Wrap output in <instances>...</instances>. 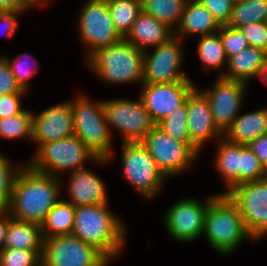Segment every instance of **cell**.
Returning a JSON list of instances; mask_svg holds the SVG:
<instances>
[{
	"instance_id": "9a60e30c",
	"label": "cell",
	"mask_w": 267,
	"mask_h": 266,
	"mask_svg": "<svg viewBox=\"0 0 267 266\" xmlns=\"http://www.w3.org/2000/svg\"><path fill=\"white\" fill-rule=\"evenodd\" d=\"M195 87L196 84L192 79L169 84L142 83L139 97L157 125L177 107L184 104Z\"/></svg>"
},
{
	"instance_id": "d6a6232c",
	"label": "cell",
	"mask_w": 267,
	"mask_h": 266,
	"mask_svg": "<svg viewBox=\"0 0 267 266\" xmlns=\"http://www.w3.org/2000/svg\"><path fill=\"white\" fill-rule=\"evenodd\" d=\"M42 251L4 248L0 251V266H40Z\"/></svg>"
},
{
	"instance_id": "8992f818",
	"label": "cell",
	"mask_w": 267,
	"mask_h": 266,
	"mask_svg": "<svg viewBox=\"0 0 267 266\" xmlns=\"http://www.w3.org/2000/svg\"><path fill=\"white\" fill-rule=\"evenodd\" d=\"M73 111L74 135L97 157H112V134L105 118L103 100L91 101L84 95L70 100Z\"/></svg>"
},
{
	"instance_id": "e575fe53",
	"label": "cell",
	"mask_w": 267,
	"mask_h": 266,
	"mask_svg": "<svg viewBox=\"0 0 267 266\" xmlns=\"http://www.w3.org/2000/svg\"><path fill=\"white\" fill-rule=\"evenodd\" d=\"M21 166L20 164L14 167L13 163L0 152V209H8L13 182Z\"/></svg>"
},
{
	"instance_id": "d590c367",
	"label": "cell",
	"mask_w": 267,
	"mask_h": 266,
	"mask_svg": "<svg viewBox=\"0 0 267 266\" xmlns=\"http://www.w3.org/2000/svg\"><path fill=\"white\" fill-rule=\"evenodd\" d=\"M264 167L247 145H241L240 185L260 180Z\"/></svg>"
},
{
	"instance_id": "52a82bcc",
	"label": "cell",
	"mask_w": 267,
	"mask_h": 266,
	"mask_svg": "<svg viewBox=\"0 0 267 266\" xmlns=\"http://www.w3.org/2000/svg\"><path fill=\"white\" fill-rule=\"evenodd\" d=\"M121 148L123 177L144 200L153 199L167 177L141 142H123Z\"/></svg>"
},
{
	"instance_id": "9c48e42d",
	"label": "cell",
	"mask_w": 267,
	"mask_h": 266,
	"mask_svg": "<svg viewBox=\"0 0 267 266\" xmlns=\"http://www.w3.org/2000/svg\"><path fill=\"white\" fill-rule=\"evenodd\" d=\"M108 127L117 129L123 142H141L156 126L142 100H103Z\"/></svg>"
},
{
	"instance_id": "4fadbf2b",
	"label": "cell",
	"mask_w": 267,
	"mask_h": 266,
	"mask_svg": "<svg viewBox=\"0 0 267 266\" xmlns=\"http://www.w3.org/2000/svg\"><path fill=\"white\" fill-rule=\"evenodd\" d=\"M228 196L237 204L248 233L255 241L267 235V183L263 180L234 187Z\"/></svg>"
},
{
	"instance_id": "74e56055",
	"label": "cell",
	"mask_w": 267,
	"mask_h": 266,
	"mask_svg": "<svg viewBox=\"0 0 267 266\" xmlns=\"http://www.w3.org/2000/svg\"><path fill=\"white\" fill-rule=\"evenodd\" d=\"M250 47H258L267 52V22L250 23L239 28Z\"/></svg>"
},
{
	"instance_id": "277c9868",
	"label": "cell",
	"mask_w": 267,
	"mask_h": 266,
	"mask_svg": "<svg viewBox=\"0 0 267 266\" xmlns=\"http://www.w3.org/2000/svg\"><path fill=\"white\" fill-rule=\"evenodd\" d=\"M143 54L144 51L123 38L118 43L98 49L85 65L106 83L121 85L139 81L142 84Z\"/></svg>"
},
{
	"instance_id": "7dc6e473",
	"label": "cell",
	"mask_w": 267,
	"mask_h": 266,
	"mask_svg": "<svg viewBox=\"0 0 267 266\" xmlns=\"http://www.w3.org/2000/svg\"><path fill=\"white\" fill-rule=\"evenodd\" d=\"M35 6L46 5V0H30Z\"/></svg>"
},
{
	"instance_id": "8d00e7d4",
	"label": "cell",
	"mask_w": 267,
	"mask_h": 266,
	"mask_svg": "<svg viewBox=\"0 0 267 266\" xmlns=\"http://www.w3.org/2000/svg\"><path fill=\"white\" fill-rule=\"evenodd\" d=\"M218 33L222 40L227 58L234 56L249 47L247 39L239 28L220 25Z\"/></svg>"
},
{
	"instance_id": "f35d334b",
	"label": "cell",
	"mask_w": 267,
	"mask_h": 266,
	"mask_svg": "<svg viewBox=\"0 0 267 266\" xmlns=\"http://www.w3.org/2000/svg\"><path fill=\"white\" fill-rule=\"evenodd\" d=\"M219 25H227L235 0H199Z\"/></svg>"
},
{
	"instance_id": "c3c4849f",
	"label": "cell",
	"mask_w": 267,
	"mask_h": 266,
	"mask_svg": "<svg viewBox=\"0 0 267 266\" xmlns=\"http://www.w3.org/2000/svg\"><path fill=\"white\" fill-rule=\"evenodd\" d=\"M262 179L267 183V167L264 168Z\"/></svg>"
},
{
	"instance_id": "7c38bea8",
	"label": "cell",
	"mask_w": 267,
	"mask_h": 266,
	"mask_svg": "<svg viewBox=\"0 0 267 266\" xmlns=\"http://www.w3.org/2000/svg\"><path fill=\"white\" fill-rule=\"evenodd\" d=\"M181 41L174 35L167 42L153 47L152 53L149 49L144 51L142 83L169 84L191 79L181 71L184 58Z\"/></svg>"
},
{
	"instance_id": "b9f144b4",
	"label": "cell",
	"mask_w": 267,
	"mask_h": 266,
	"mask_svg": "<svg viewBox=\"0 0 267 266\" xmlns=\"http://www.w3.org/2000/svg\"><path fill=\"white\" fill-rule=\"evenodd\" d=\"M25 11H0V31L7 36H13L18 29L20 16ZM1 35V34H0Z\"/></svg>"
},
{
	"instance_id": "60d3db41",
	"label": "cell",
	"mask_w": 267,
	"mask_h": 266,
	"mask_svg": "<svg viewBox=\"0 0 267 266\" xmlns=\"http://www.w3.org/2000/svg\"><path fill=\"white\" fill-rule=\"evenodd\" d=\"M26 93H12L0 97V118L10 117L23 112L21 98Z\"/></svg>"
},
{
	"instance_id": "ee69618b",
	"label": "cell",
	"mask_w": 267,
	"mask_h": 266,
	"mask_svg": "<svg viewBox=\"0 0 267 266\" xmlns=\"http://www.w3.org/2000/svg\"><path fill=\"white\" fill-rule=\"evenodd\" d=\"M33 6L30 0H0V11H27Z\"/></svg>"
},
{
	"instance_id": "f1b7e54d",
	"label": "cell",
	"mask_w": 267,
	"mask_h": 266,
	"mask_svg": "<svg viewBox=\"0 0 267 266\" xmlns=\"http://www.w3.org/2000/svg\"><path fill=\"white\" fill-rule=\"evenodd\" d=\"M267 22V0H235L228 26Z\"/></svg>"
},
{
	"instance_id": "d4e9b609",
	"label": "cell",
	"mask_w": 267,
	"mask_h": 266,
	"mask_svg": "<svg viewBox=\"0 0 267 266\" xmlns=\"http://www.w3.org/2000/svg\"><path fill=\"white\" fill-rule=\"evenodd\" d=\"M41 226L10 218L6 232L5 248L43 250Z\"/></svg>"
},
{
	"instance_id": "44dd1931",
	"label": "cell",
	"mask_w": 267,
	"mask_h": 266,
	"mask_svg": "<svg viewBox=\"0 0 267 266\" xmlns=\"http://www.w3.org/2000/svg\"><path fill=\"white\" fill-rule=\"evenodd\" d=\"M267 52L258 47H248L227 59L225 71L219 77L226 80L242 81L248 84L250 79L260 78Z\"/></svg>"
},
{
	"instance_id": "3957f363",
	"label": "cell",
	"mask_w": 267,
	"mask_h": 266,
	"mask_svg": "<svg viewBox=\"0 0 267 266\" xmlns=\"http://www.w3.org/2000/svg\"><path fill=\"white\" fill-rule=\"evenodd\" d=\"M203 234L215 251L227 256L242 241H255L248 233L237 204L228 194H216L210 201L204 219Z\"/></svg>"
},
{
	"instance_id": "8fae6325",
	"label": "cell",
	"mask_w": 267,
	"mask_h": 266,
	"mask_svg": "<svg viewBox=\"0 0 267 266\" xmlns=\"http://www.w3.org/2000/svg\"><path fill=\"white\" fill-rule=\"evenodd\" d=\"M141 143L167 178L185 171L199 156L188 143L174 139L157 125Z\"/></svg>"
},
{
	"instance_id": "83f0119b",
	"label": "cell",
	"mask_w": 267,
	"mask_h": 266,
	"mask_svg": "<svg viewBox=\"0 0 267 266\" xmlns=\"http://www.w3.org/2000/svg\"><path fill=\"white\" fill-rule=\"evenodd\" d=\"M186 3L187 0H144L142 10L175 31Z\"/></svg>"
},
{
	"instance_id": "ba28073f",
	"label": "cell",
	"mask_w": 267,
	"mask_h": 266,
	"mask_svg": "<svg viewBox=\"0 0 267 266\" xmlns=\"http://www.w3.org/2000/svg\"><path fill=\"white\" fill-rule=\"evenodd\" d=\"M78 17L81 43L88 49L85 61L98 49L123 39L114 27L107 0L85 1Z\"/></svg>"
},
{
	"instance_id": "484cf974",
	"label": "cell",
	"mask_w": 267,
	"mask_h": 266,
	"mask_svg": "<svg viewBox=\"0 0 267 266\" xmlns=\"http://www.w3.org/2000/svg\"><path fill=\"white\" fill-rule=\"evenodd\" d=\"M75 208L67 200L60 199L40 225L43 239L57 235H70L73 230Z\"/></svg>"
},
{
	"instance_id": "7402d4cb",
	"label": "cell",
	"mask_w": 267,
	"mask_h": 266,
	"mask_svg": "<svg viewBox=\"0 0 267 266\" xmlns=\"http://www.w3.org/2000/svg\"><path fill=\"white\" fill-rule=\"evenodd\" d=\"M220 25L199 0H187L180 23L174 31L179 38L205 36L218 32Z\"/></svg>"
},
{
	"instance_id": "4dcf8cb0",
	"label": "cell",
	"mask_w": 267,
	"mask_h": 266,
	"mask_svg": "<svg viewBox=\"0 0 267 266\" xmlns=\"http://www.w3.org/2000/svg\"><path fill=\"white\" fill-rule=\"evenodd\" d=\"M32 116V111L25 109L19 114L0 118V138L5 140L27 138L31 141Z\"/></svg>"
},
{
	"instance_id": "5b68a950",
	"label": "cell",
	"mask_w": 267,
	"mask_h": 266,
	"mask_svg": "<svg viewBox=\"0 0 267 266\" xmlns=\"http://www.w3.org/2000/svg\"><path fill=\"white\" fill-rule=\"evenodd\" d=\"M36 149L33 159L26 163L35 171L55 177H60L59 172H72L84 168L86 160L98 165H104L109 161L107 158L97 157L75 135L41 144Z\"/></svg>"
},
{
	"instance_id": "bcb514c9",
	"label": "cell",
	"mask_w": 267,
	"mask_h": 266,
	"mask_svg": "<svg viewBox=\"0 0 267 266\" xmlns=\"http://www.w3.org/2000/svg\"><path fill=\"white\" fill-rule=\"evenodd\" d=\"M259 79H261V82L267 85V56L264 59L263 70Z\"/></svg>"
},
{
	"instance_id": "f546056e",
	"label": "cell",
	"mask_w": 267,
	"mask_h": 266,
	"mask_svg": "<svg viewBox=\"0 0 267 266\" xmlns=\"http://www.w3.org/2000/svg\"><path fill=\"white\" fill-rule=\"evenodd\" d=\"M107 3L115 29L122 38H125L142 11V2L139 0H107Z\"/></svg>"
},
{
	"instance_id": "e0dca14e",
	"label": "cell",
	"mask_w": 267,
	"mask_h": 266,
	"mask_svg": "<svg viewBox=\"0 0 267 266\" xmlns=\"http://www.w3.org/2000/svg\"><path fill=\"white\" fill-rule=\"evenodd\" d=\"M31 140L37 148L44 143L74 135L72 105L69 100L42 110L32 116Z\"/></svg>"
},
{
	"instance_id": "ab89813d",
	"label": "cell",
	"mask_w": 267,
	"mask_h": 266,
	"mask_svg": "<svg viewBox=\"0 0 267 266\" xmlns=\"http://www.w3.org/2000/svg\"><path fill=\"white\" fill-rule=\"evenodd\" d=\"M12 93H27L17 83L7 60L0 56V97Z\"/></svg>"
},
{
	"instance_id": "30bf717a",
	"label": "cell",
	"mask_w": 267,
	"mask_h": 266,
	"mask_svg": "<svg viewBox=\"0 0 267 266\" xmlns=\"http://www.w3.org/2000/svg\"><path fill=\"white\" fill-rule=\"evenodd\" d=\"M41 260L43 266H104L110 261L96 247L72 234L44 239Z\"/></svg>"
},
{
	"instance_id": "ffe728a7",
	"label": "cell",
	"mask_w": 267,
	"mask_h": 266,
	"mask_svg": "<svg viewBox=\"0 0 267 266\" xmlns=\"http://www.w3.org/2000/svg\"><path fill=\"white\" fill-rule=\"evenodd\" d=\"M173 36L174 31L170 27L142 10L124 39L139 50L146 51L167 42Z\"/></svg>"
},
{
	"instance_id": "603a6c76",
	"label": "cell",
	"mask_w": 267,
	"mask_h": 266,
	"mask_svg": "<svg viewBox=\"0 0 267 266\" xmlns=\"http://www.w3.org/2000/svg\"><path fill=\"white\" fill-rule=\"evenodd\" d=\"M267 134V108L238 115L223 137L231 143L248 145L261 135Z\"/></svg>"
},
{
	"instance_id": "4316f807",
	"label": "cell",
	"mask_w": 267,
	"mask_h": 266,
	"mask_svg": "<svg viewBox=\"0 0 267 266\" xmlns=\"http://www.w3.org/2000/svg\"><path fill=\"white\" fill-rule=\"evenodd\" d=\"M197 55L206 72L212 69H222L223 65L224 67L227 65L228 58L218 32L200 36Z\"/></svg>"
},
{
	"instance_id": "5bb4252c",
	"label": "cell",
	"mask_w": 267,
	"mask_h": 266,
	"mask_svg": "<svg viewBox=\"0 0 267 266\" xmlns=\"http://www.w3.org/2000/svg\"><path fill=\"white\" fill-rule=\"evenodd\" d=\"M203 203L195 198L179 199L165 213V227L171 237L178 242H193L203 235L204 219L210 201Z\"/></svg>"
},
{
	"instance_id": "ac0fdd59",
	"label": "cell",
	"mask_w": 267,
	"mask_h": 266,
	"mask_svg": "<svg viewBox=\"0 0 267 266\" xmlns=\"http://www.w3.org/2000/svg\"><path fill=\"white\" fill-rule=\"evenodd\" d=\"M197 86L187 97V124L190 146L199 154L207 141H217L223 133L214 123L210 103Z\"/></svg>"
},
{
	"instance_id": "836d02e7",
	"label": "cell",
	"mask_w": 267,
	"mask_h": 266,
	"mask_svg": "<svg viewBox=\"0 0 267 266\" xmlns=\"http://www.w3.org/2000/svg\"><path fill=\"white\" fill-rule=\"evenodd\" d=\"M22 56L19 55L15 57V59H10L9 57L3 56L11 69L12 74L14 75V78L16 79L17 83L20 85V87L25 90L28 91L29 89V79L30 77L34 76V74H36V72L38 71V66L39 64H37L36 59L32 57V55L28 54V53H22ZM26 58V59H25ZM31 58V60H35L32 61L31 63L29 62V60Z\"/></svg>"
},
{
	"instance_id": "f6af8a7d",
	"label": "cell",
	"mask_w": 267,
	"mask_h": 266,
	"mask_svg": "<svg viewBox=\"0 0 267 266\" xmlns=\"http://www.w3.org/2000/svg\"><path fill=\"white\" fill-rule=\"evenodd\" d=\"M10 218L8 209H0V251L5 248L6 232Z\"/></svg>"
},
{
	"instance_id": "7bdbcfd3",
	"label": "cell",
	"mask_w": 267,
	"mask_h": 266,
	"mask_svg": "<svg viewBox=\"0 0 267 266\" xmlns=\"http://www.w3.org/2000/svg\"><path fill=\"white\" fill-rule=\"evenodd\" d=\"M259 159L260 164L267 167V134L261 135L247 145Z\"/></svg>"
},
{
	"instance_id": "cb8c5ba5",
	"label": "cell",
	"mask_w": 267,
	"mask_h": 266,
	"mask_svg": "<svg viewBox=\"0 0 267 266\" xmlns=\"http://www.w3.org/2000/svg\"><path fill=\"white\" fill-rule=\"evenodd\" d=\"M215 168L224 180L228 194L240 185L241 145L228 142L224 137L216 141Z\"/></svg>"
},
{
	"instance_id": "2e32d148",
	"label": "cell",
	"mask_w": 267,
	"mask_h": 266,
	"mask_svg": "<svg viewBox=\"0 0 267 266\" xmlns=\"http://www.w3.org/2000/svg\"><path fill=\"white\" fill-rule=\"evenodd\" d=\"M215 80L212 89L201 91L208 98L215 125L224 134L240 113L248 84L221 77Z\"/></svg>"
},
{
	"instance_id": "6da1fadb",
	"label": "cell",
	"mask_w": 267,
	"mask_h": 266,
	"mask_svg": "<svg viewBox=\"0 0 267 266\" xmlns=\"http://www.w3.org/2000/svg\"><path fill=\"white\" fill-rule=\"evenodd\" d=\"M61 177L33 170L27 163L18 170L8 211L12 218L41 225L60 200Z\"/></svg>"
},
{
	"instance_id": "7a4b0ae2",
	"label": "cell",
	"mask_w": 267,
	"mask_h": 266,
	"mask_svg": "<svg viewBox=\"0 0 267 266\" xmlns=\"http://www.w3.org/2000/svg\"><path fill=\"white\" fill-rule=\"evenodd\" d=\"M108 209V204L75 208L72 235L96 247L110 261L123 249L126 226Z\"/></svg>"
},
{
	"instance_id": "1f68e13d",
	"label": "cell",
	"mask_w": 267,
	"mask_h": 266,
	"mask_svg": "<svg viewBox=\"0 0 267 266\" xmlns=\"http://www.w3.org/2000/svg\"><path fill=\"white\" fill-rule=\"evenodd\" d=\"M157 126L176 140L186 142L190 145V136L187 124V99L186 102L177 107Z\"/></svg>"
},
{
	"instance_id": "d6986e66",
	"label": "cell",
	"mask_w": 267,
	"mask_h": 266,
	"mask_svg": "<svg viewBox=\"0 0 267 266\" xmlns=\"http://www.w3.org/2000/svg\"><path fill=\"white\" fill-rule=\"evenodd\" d=\"M67 202L75 207L85 205L108 204V194L102 179L87 168L69 172Z\"/></svg>"
}]
</instances>
